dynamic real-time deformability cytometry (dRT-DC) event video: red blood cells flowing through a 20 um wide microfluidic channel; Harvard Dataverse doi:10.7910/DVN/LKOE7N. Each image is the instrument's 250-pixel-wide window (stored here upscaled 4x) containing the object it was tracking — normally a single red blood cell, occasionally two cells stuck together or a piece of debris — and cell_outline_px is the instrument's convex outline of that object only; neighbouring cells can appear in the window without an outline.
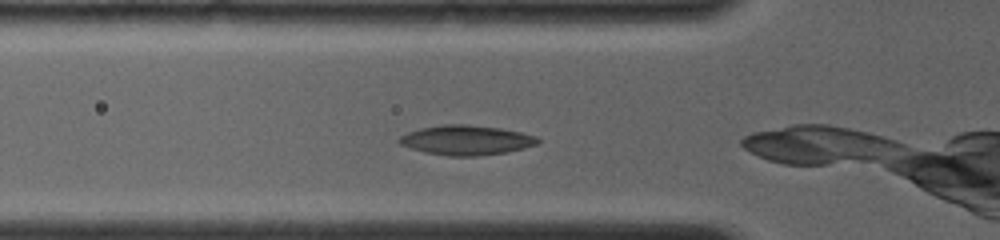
{"species": "common noctule bat (a hibernating species)", "species_latin": "Nyctalus noctula", "temperature_condition": "room temperature", "stored_images_in_passage": 6, "camera_frame_rate_fps": 4000, "um_per_image_px": 0.085, "animal": {"sex": "female", "body_mass_g": 19.0, "forearm_length_mm": 56.7}, "frame": {"image": 1, "passage_image": 3, "time_ms": 0.75, "image_size_px": [1000, 240], "cell_outline_px": [[540, 140], [536, 144], [524, 148], [504, 152], [476, 156], [448, 156], [424, 152], [400, 144], [396, 140], [400, 136], [408, 132], [420, 128], [444, 124], [468, 124], [500, 128], [520, 132], [536, 136]], "centroid_in_image_um": [39.6, 11.9], "position_along_channel_um": 86.2, "area_um2": 23.87}}